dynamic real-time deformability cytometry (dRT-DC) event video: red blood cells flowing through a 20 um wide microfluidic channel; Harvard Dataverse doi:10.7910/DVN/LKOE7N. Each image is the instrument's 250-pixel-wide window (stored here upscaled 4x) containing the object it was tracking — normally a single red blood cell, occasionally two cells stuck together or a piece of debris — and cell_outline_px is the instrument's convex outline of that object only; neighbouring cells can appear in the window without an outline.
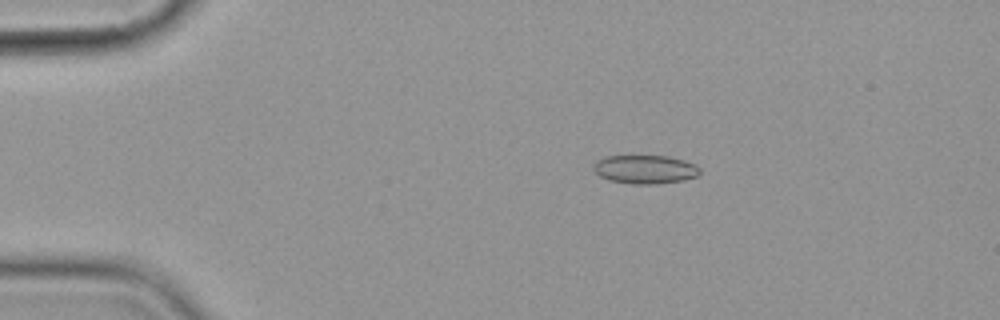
{"species": "common noctule bat (a hibernating species)", "species_latin": "Nyctalus noctula", "temperature_condition": "cold", "stored_images_in_passage": 4, "camera_frame_rate_fps": 3000, "um_per_image_px": 0.085, "animal": {"sex": "female", "body_mass_g": 19.9}, "frame": {"image": 1, "passage_image": 2, "time_ms": 1.333, "image_size_px": [1000, 320], "cell_outline_px": [[700, 172], [696, 176], [684, 180], [652, 184], [632, 184], [608, 180], [600, 176], [592, 168], [596, 160], [604, 156], [668, 156], [684, 160], [700, 168]], "centroid_in_image_um": [54.79, 14.39], "position_along_channel_um": 30.2, "area_um2": 17.69}}